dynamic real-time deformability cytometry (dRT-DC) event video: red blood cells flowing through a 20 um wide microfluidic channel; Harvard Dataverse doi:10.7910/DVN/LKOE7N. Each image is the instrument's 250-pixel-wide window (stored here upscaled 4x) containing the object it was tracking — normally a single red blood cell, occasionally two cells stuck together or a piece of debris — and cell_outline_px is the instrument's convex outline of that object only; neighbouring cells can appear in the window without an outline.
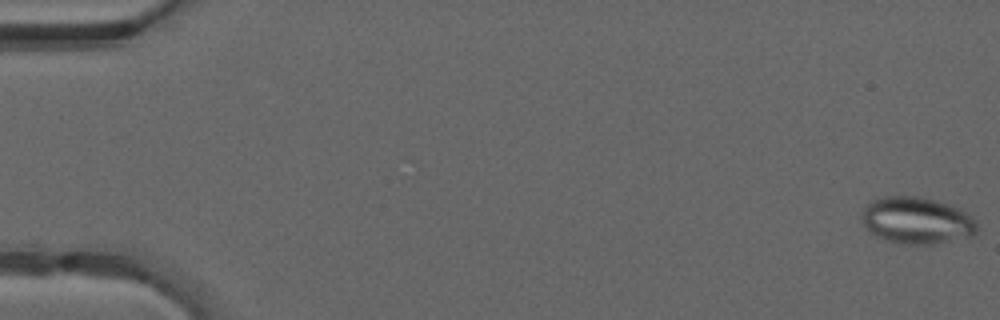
{"species": "common noctule bat (a hibernating species)", "species_latin": "Nyctalus noctula", "temperature_condition": "warm", "stored_images_in_passage": 9, "camera_frame_rate_fps": 3000, "um_per_image_px": 0.085, "animal": {"sex": "male", "forearm_length_mm": 52.5}, "frame": {"image": 1, "passage_image": 1, "time_ms": 0.0, "image_size_px": [1000, 320], "cell_outline_px": [[976, 232], [972, 236], [932, 244], [908, 244], [888, 240], [876, 236], [864, 224], [860, 216], [860, 212], [872, 200], [884, 196], [916, 196], [948, 204], [960, 208], [972, 216], [976, 224]], "centroid_in_image_um": [77.92, 18.73], "position_along_channel_um": 7.1, "area_um2": 31.15}}